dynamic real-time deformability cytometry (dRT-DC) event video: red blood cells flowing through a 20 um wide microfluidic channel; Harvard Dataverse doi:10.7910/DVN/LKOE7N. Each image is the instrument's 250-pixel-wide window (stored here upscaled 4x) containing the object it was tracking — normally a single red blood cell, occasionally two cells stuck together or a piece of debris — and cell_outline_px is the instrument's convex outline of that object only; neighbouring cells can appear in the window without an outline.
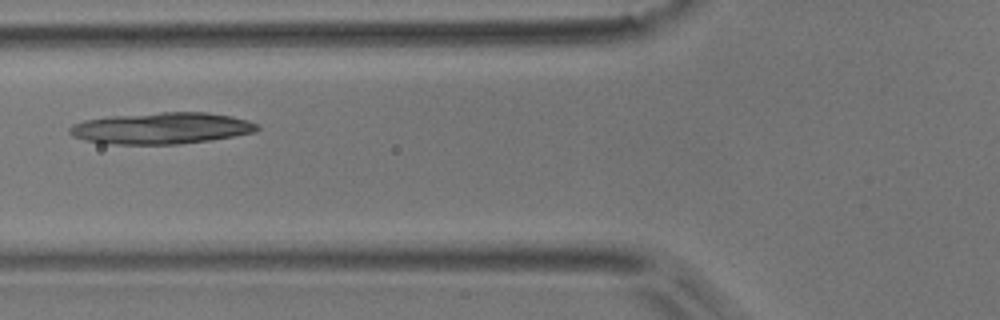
{"species": "common noctule bat (a hibernating species)", "species_latin": "Nyctalus noctula", "temperature_condition": "room temperature", "stored_images_in_passage": 6, "camera_frame_rate_fps": 3000, "um_per_image_px": 0.085, "animal": {"sex": "male", "body_mass_g": 17.9}, "frame": {"image": 1, "passage_image": 5, "time_ms": 1.333, "image_size_px": [1000, 320], "cell_outline_px": [[260, 128], [256, 132], [212, 140], [180, 144], [112, 144], [84, 140], [72, 136], [68, 132], [68, 128], [72, 124], [84, 120], [112, 116], [160, 112], [208, 112], [232, 116], [248, 120], [256, 124]], "centroid_in_image_um": [13.73, 10.9], "position_along_channel_um": 112.1, "area_um2": 34.56}}
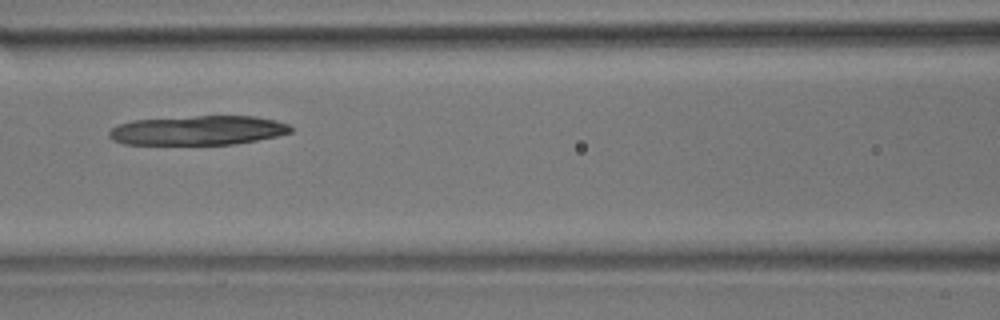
{"frame": {"image": 2, "passage_image": 6, "time_ms": 1.667, "image_size_px": [1000, 320], "cell_outline_px": [[292, 132], [276, 136], [256, 140], [232, 144], [124, 144], [112, 140], [108, 136], [108, 132], [112, 128], [120, 124], [132, 120], [196, 116], [256, 116], [276, 120], [288, 124], [292, 128]], "centroid_in_image_um": [16.82, 11.07], "position_along_channel_um": 149.8, "area_um2": 30.98}}